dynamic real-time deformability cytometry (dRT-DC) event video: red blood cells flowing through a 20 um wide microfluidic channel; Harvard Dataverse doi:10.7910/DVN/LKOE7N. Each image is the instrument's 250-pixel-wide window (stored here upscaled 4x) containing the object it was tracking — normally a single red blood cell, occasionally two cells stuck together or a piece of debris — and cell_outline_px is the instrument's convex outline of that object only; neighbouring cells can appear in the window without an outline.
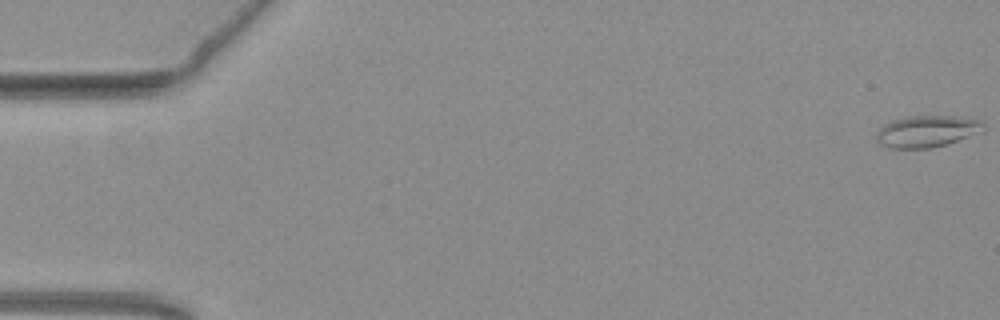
{"species": "common noctule bat (a hibernating species)", "species_latin": "Nyctalus noctula", "temperature_condition": "warm", "stored_images_in_passage": 55, "camera_frame_rate_fps": 3000, "um_per_image_px": 0.085, "animal": {"sex": "female", "body_mass_g": 19.3, "forearm_length_mm": 54.1}, "frame": {"image": 1, "passage_image": 1, "time_ms": 0.0, "image_size_px": [1000, 320], "cell_outline_px": [[984, 132], [932, 148], [892, 148], [880, 144], [876, 140], [876, 132], [884, 124], [892, 120], [908, 116], [956, 116], [984, 120]], "centroid_in_image_um": [78.82, 11.15], "position_along_channel_um": 6.2, "area_um2": 19.94}}
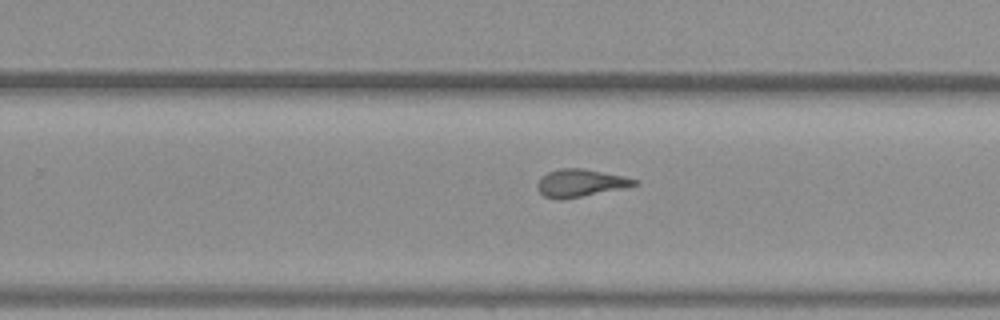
{"frame": {"image": 2, "passage_image": 35, "time_ms": 11.333, "image_size_px": [1000, 320], "cell_outline_px": [[636, 184], [624, 188], [564, 200], [556, 200], [544, 196], [536, 188], [536, 184], [540, 176], [548, 172], [560, 168], [580, 168], [624, 176], [636, 180]], "centroid_in_image_um": [49.25, 15.57], "position_along_channel_um": 280.6, "area_um2": 15.66}}
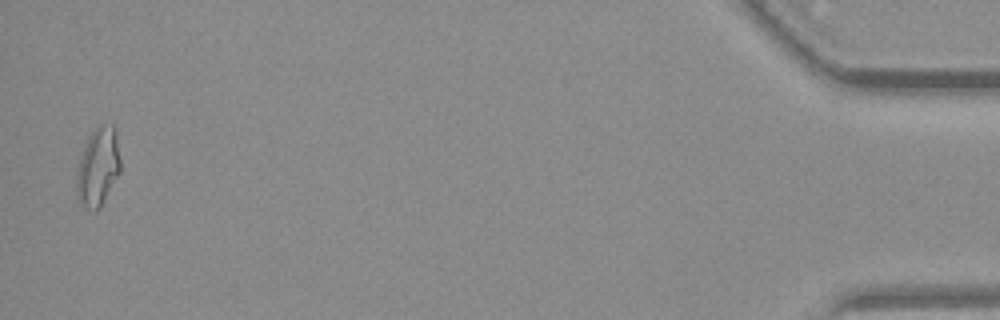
{"frame": {"image": 3, "passage_image": 54, "time_ms": 17.667, "image_size_px": [1000, 320], "cell_outline_px": [[120, 172], [100, 208], [96, 212], [92, 212], [80, 204], [76, 192], [76, 180], [80, 160], [88, 136], [96, 124], [112, 124], [116, 128], [120, 160]], "centroid_in_image_um": [8.34, 14.18], "position_along_channel_um": 426.9, "area_um2": 20.29}, "authors_computed_cell_mechanics": {"area_um2": 16.5886, "velocity_mm_per_s": 3.8048, "shape_relaxation_time_tau1_ms": null, "shape_relaxation_time_tau2_ms": 2.0061, "deformation_change_tau1": null, "deformation_change_tau2": 0.0927}}